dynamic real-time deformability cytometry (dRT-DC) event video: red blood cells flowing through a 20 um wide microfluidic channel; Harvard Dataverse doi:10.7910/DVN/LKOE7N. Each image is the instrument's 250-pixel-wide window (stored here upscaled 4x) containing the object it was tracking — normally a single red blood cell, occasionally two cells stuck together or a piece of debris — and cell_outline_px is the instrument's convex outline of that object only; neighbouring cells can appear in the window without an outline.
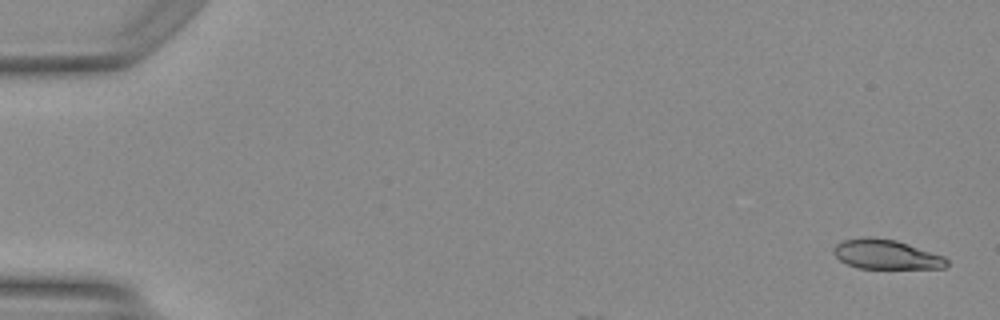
{"species": "Egyptian fruit bat (a non-hibernating species)", "species_latin": "Rousettus aegyptiacus", "temperature_condition": "warm", "stored_images_in_passage": 9, "camera_frame_rate_fps": 3000, "um_per_image_px": 0.085, "animal": {"sex": "female"}, "frame": {"image": 1, "passage_image": 2, "time_ms": 0.333, "image_size_px": [1000, 320], "cell_outline_px": [[948, 264], [944, 268], [860, 268], [848, 264], [840, 260], [832, 252], [832, 248], [836, 244], [844, 240], [864, 236], [896, 240], [944, 256], [948, 260]], "centroid_in_image_um": [75.31, 21.62], "position_along_channel_um": 9.7, "area_um2": 19.36}}